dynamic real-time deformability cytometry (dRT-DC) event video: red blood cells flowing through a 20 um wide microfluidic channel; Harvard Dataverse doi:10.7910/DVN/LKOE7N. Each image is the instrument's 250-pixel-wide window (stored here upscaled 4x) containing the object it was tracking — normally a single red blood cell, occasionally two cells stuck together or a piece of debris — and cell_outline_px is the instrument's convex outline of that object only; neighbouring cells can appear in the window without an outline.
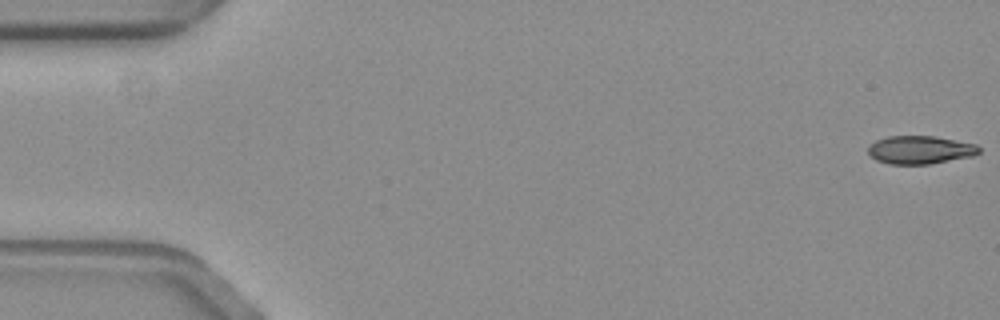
{"species": "common noctule bat (a hibernating species)", "species_latin": "Nyctalus noctula", "temperature_condition": "warm", "stored_images_in_passage": 4, "camera_frame_rate_fps": 3000, "um_per_image_px": 0.085, "animal": {"sex": "female", "body_mass_g": 19.3, "forearm_length_mm": 54.1}, "frame": {"image": 1, "passage_image": 1, "time_ms": 0.0, "image_size_px": [1000, 320], "cell_outline_px": [[980, 152], [972, 156], [928, 164], [892, 164], [876, 160], [868, 152], [868, 148], [876, 140], [888, 136], [936, 136], [976, 144], [980, 148]], "centroid_in_image_um": [78.23, 12.73], "position_along_channel_um": 6.8, "area_um2": 18.03}}